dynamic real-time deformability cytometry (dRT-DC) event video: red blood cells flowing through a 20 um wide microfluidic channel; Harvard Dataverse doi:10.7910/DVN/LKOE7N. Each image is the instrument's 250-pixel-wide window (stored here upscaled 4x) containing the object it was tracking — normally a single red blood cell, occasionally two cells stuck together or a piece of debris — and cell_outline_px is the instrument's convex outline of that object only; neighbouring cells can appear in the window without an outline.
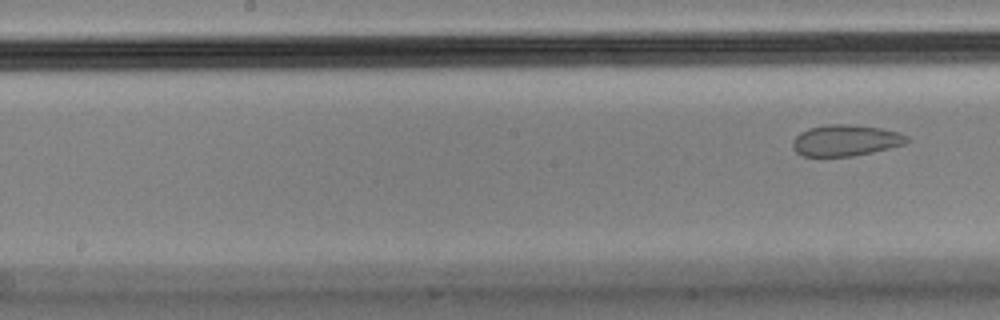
{"species": "Egyptian fruit bat (a non-hibernating species)", "species_latin": "Rousettus aegyptiacus", "temperature_condition": "cold", "stored_images_in_passage": 9, "segment_of_instrument_passage": [2, 2], "camera_frame_rate_fps": 3000, "um_per_image_px": 0.085, "animal": {"sex": "male"}, "frame": {"image": 1, "passage_image": 9, "time_ms": 2.667, "image_size_px": [1000, 320], "cell_outline_px": [[912, 140], [904, 144], [872, 152], [852, 156], [804, 156], [796, 152], [792, 148], [792, 140], [800, 132], [808, 128], [828, 124], [848, 124], [880, 128], [900, 132], [908, 136]], "centroid_in_image_um": [71.88, 11.93], "position_along_channel_um": 176.3, "area_um2": 20.87}}